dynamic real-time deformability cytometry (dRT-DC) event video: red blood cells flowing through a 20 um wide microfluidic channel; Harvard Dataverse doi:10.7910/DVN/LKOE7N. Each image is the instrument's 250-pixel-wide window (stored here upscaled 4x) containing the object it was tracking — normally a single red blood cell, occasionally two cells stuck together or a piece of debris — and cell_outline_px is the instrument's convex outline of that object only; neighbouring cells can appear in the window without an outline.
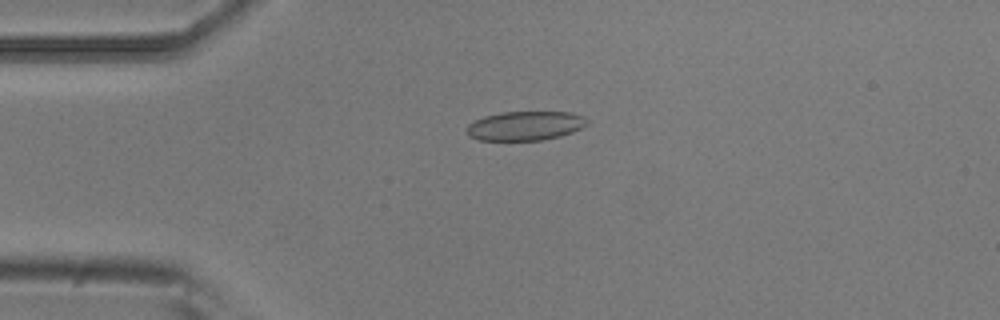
{"species": "common noctule bat (a hibernating species)", "species_latin": "Nyctalus noctula", "temperature_condition": "room temperature", "stored_images_in_passage": 8, "camera_frame_rate_fps": 3000, "um_per_image_px": 0.085, "animal": {"sex": "male", "body_mass_g": 20.5, "forearm_length_mm": 52.5}, "frame": {"image": 1, "passage_image": 4, "time_ms": 1.0, "image_size_px": [1000, 320], "cell_outline_px": [[588, 124], [572, 132], [560, 136], [540, 140], [480, 140], [468, 136], [464, 128], [468, 124], [484, 116], [500, 112], [572, 112], [584, 116], [588, 120]], "centroid_in_image_um": [44.62, 10.69], "position_along_channel_um": 40.4, "area_um2": 20.58}}
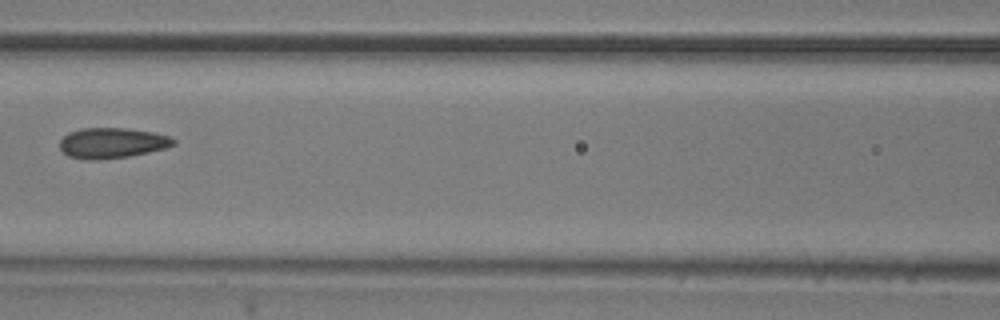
{"frame": {"image": 2, "passage_image": 7, "time_ms": 2.0, "image_size_px": [1000, 320], "cell_outline_px": [[176, 144], [164, 148], [148, 152], [128, 156], [96, 160], [84, 160], [68, 156], [60, 148], [60, 140], [68, 132], [80, 128], [124, 128], [152, 132], [168, 136], [176, 140]], "centroid_in_image_um": [9.49, 12.15], "position_along_channel_um": 157.1, "area_um2": 20.11}}
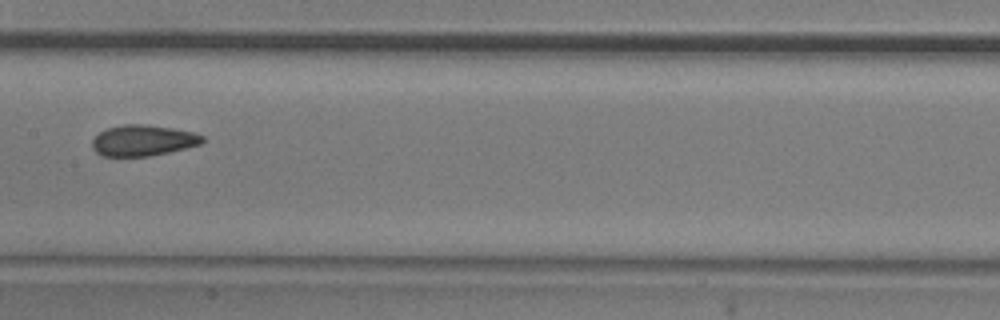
{"frame": {"image": 3, "passage_image": 8, "time_ms": 2.333, "image_size_px": [1000, 320], "cell_outline_px": [[204, 140], [200, 144], [168, 152], [148, 156], [100, 156], [92, 148], [92, 140], [100, 132], [108, 128], [124, 124], [148, 124], [172, 128], [192, 132], [204, 136]], "centroid_in_image_um": [12.13, 11.93], "position_along_channel_um": 195.3, "area_um2": 19.77}}